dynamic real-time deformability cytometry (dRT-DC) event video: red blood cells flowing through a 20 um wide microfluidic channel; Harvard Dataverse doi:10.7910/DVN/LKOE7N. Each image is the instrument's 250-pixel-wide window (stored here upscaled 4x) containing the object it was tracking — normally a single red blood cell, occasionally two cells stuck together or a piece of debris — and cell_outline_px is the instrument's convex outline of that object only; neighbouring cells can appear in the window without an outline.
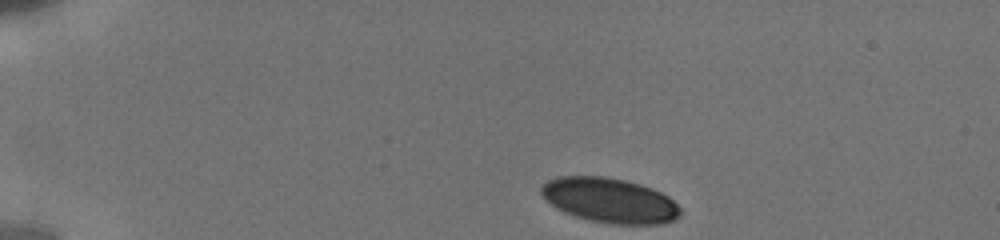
{"species": "human", "species_latin": "Homo sapiens", "temperature_condition": "cold", "stored_images_in_passage": 11, "camera_frame_rate_fps": 3000, "um_per_image_px": 0.085, "donor": {"sex": "male"}, "frame": {"image": 1, "passage_image": 1, "time_ms": 0.0, "image_size_px": [1000, 240], "cell_outline_px": [[680, 216], [676, 220], [664, 224], [608, 224], [588, 220], [564, 212], [556, 208], [540, 192], [540, 188], [548, 180], [560, 176], [604, 176], [624, 180], [640, 184], [652, 188], [668, 196], [680, 208]], "centroid_in_image_um": [51.85, 17.04], "position_along_channel_um": 33.2, "area_um2": 36.36}}